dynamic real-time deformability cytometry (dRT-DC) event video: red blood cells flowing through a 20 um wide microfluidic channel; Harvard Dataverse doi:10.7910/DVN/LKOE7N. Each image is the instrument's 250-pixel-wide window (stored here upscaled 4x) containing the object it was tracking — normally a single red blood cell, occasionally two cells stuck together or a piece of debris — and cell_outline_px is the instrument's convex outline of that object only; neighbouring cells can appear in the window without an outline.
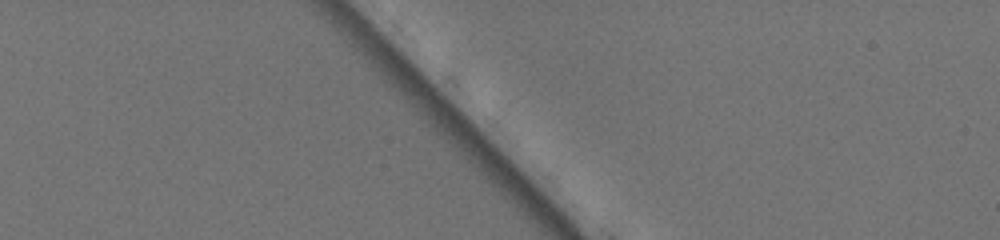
{"species": "common noctule bat (a hibernating species)", "species_latin": "Nyctalus noctula", "temperature_condition": "warm", "stored_images_in_passage": 2, "camera_frame_rate_fps": 3000, "um_per_image_px": 0.085, "animal": {"sex": "female", "body_mass_g": 19.5, "forearm_length_mm": 54.1}, "frame": {"image": 1, "passage_image": 1, "time_ms": 0.0, "image_size_px": [1000, 240], "cell_outline_px": [[604, 88], [588, 92], [572, 72], [552, 44], [552, 32], [572, 28], [600, 56]], "centroid_in_image_um": [49.26, 4.97], "position_along_channel_um": 35.7, "area_um2": 13.35}}